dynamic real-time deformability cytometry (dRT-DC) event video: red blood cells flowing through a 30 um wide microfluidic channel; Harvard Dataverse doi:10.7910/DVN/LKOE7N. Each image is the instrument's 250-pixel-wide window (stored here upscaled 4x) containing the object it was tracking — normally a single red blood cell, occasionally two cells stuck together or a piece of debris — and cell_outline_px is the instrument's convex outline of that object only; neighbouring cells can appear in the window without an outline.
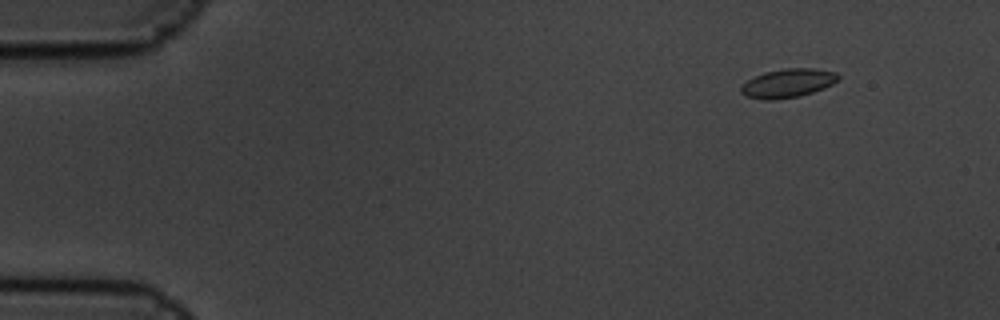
{"species": "common noctule bat (a hibernating species)", "species_latin": "Nyctalus noctula", "temperature_condition": "cold", "stored_images_in_passage": 5, "camera_frame_rate_fps": 3000, "um_per_image_px": 0.085, "animal": {"sex": "male", "body_mass_g": 19.5, "forearm_length_mm": 54.6}, "frame": {"image": 1, "passage_image": 2, "time_ms": 0.333, "image_size_px": [1000, 320], "cell_outline_px": [[840, 76], [832, 84], [824, 88], [800, 96], [772, 100], [764, 100], [748, 96], [740, 92], [740, 88], [748, 80], [764, 72], [784, 68], [812, 68], [836, 72]], "centroid_in_image_um": [66.97, 7.06], "position_along_channel_um": 18.0, "area_um2": 16.13}}